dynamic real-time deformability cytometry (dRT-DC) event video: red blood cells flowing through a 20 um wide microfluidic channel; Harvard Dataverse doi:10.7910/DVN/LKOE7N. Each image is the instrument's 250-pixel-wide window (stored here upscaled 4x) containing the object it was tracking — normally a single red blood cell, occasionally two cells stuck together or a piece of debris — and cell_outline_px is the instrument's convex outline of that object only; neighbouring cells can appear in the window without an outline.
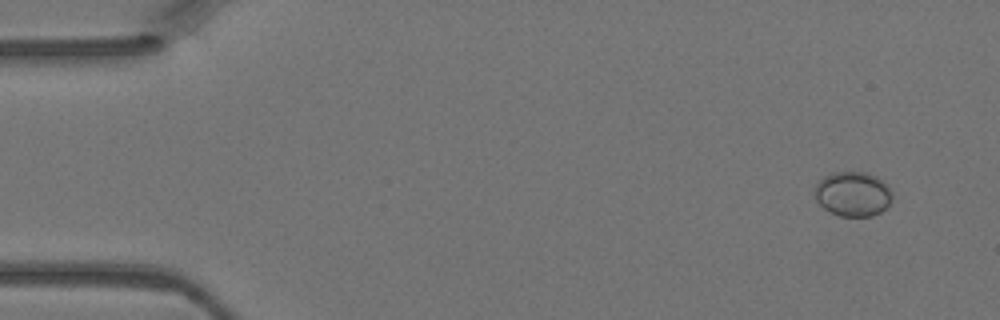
{"species": "Egyptian fruit bat (a non-hibernating species)", "species_latin": "Rousettus aegyptiacus", "temperature_condition": "warm", "stored_images_in_passage": 4, "camera_frame_rate_fps": 3000, "um_per_image_px": 0.085, "animal": {"sex": "female"}, "frame": {"image": 1, "passage_image": 1, "time_ms": 0.0, "image_size_px": [1000, 320], "cell_outline_px": [[892, 196], [888, 204], [880, 212], [872, 216], [840, 216], [828, 212], [816, 200], [812, 192], [812, 188], [824, 176], [832, 172], [868, 172], [876, 176], [888, 184], [892, 192]], "centroid_in_image_um": [72.46, 16.47], "position_along_channel_um": 12.5, "area_um2": 20.52}}
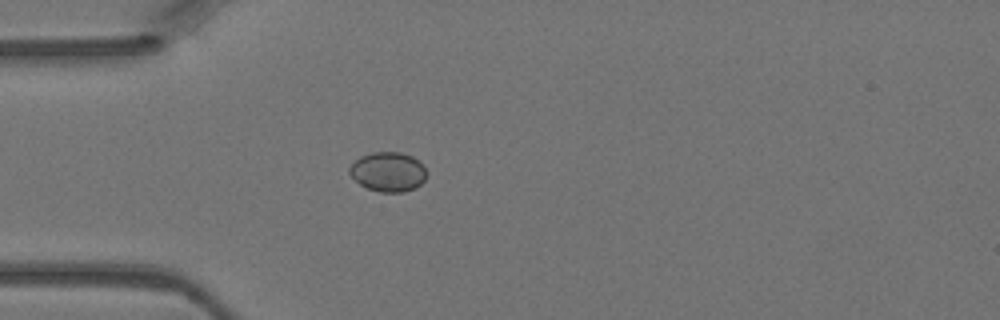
{"frame": {"image": 2, "passage_image": 4, "time_ms": 1.0, "image_size_px": [1000, 320], "cell_outline_px": [[428, 172], [424, 180], [416, 188], [404, 192], [380, 192], [368, 188], [360, 184], [348, 172], [348, 168], [360, 156], [372, 152], [400, 152], [412, 156], [420, 160], [424, 164]], "centroid_in_image_um": [33.03, 14.59], "position_along_channel_um": 52.0, "area_um2": 17.98}}